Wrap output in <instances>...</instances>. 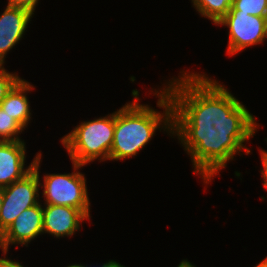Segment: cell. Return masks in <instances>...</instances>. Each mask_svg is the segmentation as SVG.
Listing matches in <instances>:
<instances>
[{
  "label": "cell",
  "instance_id": "obj_1",
  "mask_svg": "<svg viewBox=\"0 0 267 267\" xmlns=\"http://www.w3.org/2000/svg\"><path fill=\"white\" fill-rule=\"evenodd\" d=\"M180 73L164 86L172 103V134L190 155L194 173L209 184L235 154L251 153L243 143L254 136L258 123L218 81L206 74Z\"/></svg>",
  "mask_w": 267,
  "mask_h": 267
},
{
  "label": "cell",
  "instance_id": "obj_2",
  "mask_svg": "<svg viewBox=\"0 0 267 267\" xmlns=\"http://www.w3.org/2000/svg\"><path fill=\"white\" fill-rule=\"evenodd\" d=\"M160 91L155 90L154 94L159 97L157 106L165 109L163 113L152 109L148 104H138L139 92L136 89L132 91L134 101L115 112L110 160H123L137 155L161 125V129L164 128V131L172 134V103L166 90Z\"/></svg>",
  "mask_w": 267,
  "mask_h": 267
},
{
  "label": "cell",
  "instance_id": "obj_3",
  "mask_svg": "<svg viewBox=\"0 0 267 267\" xmlns=\"http://www.w3.org/2000/svg\"><path fill=\"white\" fill-rule=\"evenodd\" d=\"M115 129V112L94 119L83 121L61 139L72 162L87 165L99 159L110 160Z\"/></svg>",
  "mask_w": 267,
  "mask_h": 267
},
{
  "label": "cell",
  "instance_id": "obj_4",
  "mask_svg": "<svg viewBox=\"0 0 267 267\" xmlns=\"http://www.w3.org/2000/svg\"><path fill=\"white\" fill-rule=\"evenodd\" d=\"M74 172L68 174L44 175V204L70 206L90 217V201L84 174L77 171L85 165L72 162Z\"/></svg>",
  "mask_w": 267,
  "mask_h": 267
},
{
  "label": "cell",
  "instance_id": "obj_5",
  "mask_svg": "<svg viewBox=\"0 0 267 267\" xmlns=\"http://www.w3.org/2000/svg\"><path fill=\"white\" fill-rule=\"evenodd\" d=\"M42 154L37 153L33 170L23 179L4 187V199L0 212V236L8 229L25 209L39 204L40 161Z\"/></svg>",
  "mask_w": 267,
  "mask_h": 267
},
{
  "label": "cell",
  "instance_id": "obj_6",
  "mask_svg": "<svg viewBox=\"0 0 267 267\" xmlns=\"http://www.w3.org/2000/svg\"><path fill=\"white\" fill-rule=\"evenodd\" d=\"M216 24L229 28L227 54L232 56L249 46L262 44L266 39L265 17L229 11Z\"/></svg>",
  "mask_w": 267,
  "mask_h": 267
},
{
  "label": "cell",
  "instance_id": "obj_7",
  "mask_svg": "<svg viewBox=\"0 0 267 267\" xmlns=\"http://www.w3.org/2000/svg\"><path fill=\"white\" fill-rule=\"evenodd\" d=\"M43 234V206L39 203L25 209L0 236V248L6 255L11 244L28 246L37 236Z\"/></svg>",
  "mask_w": 267,
  "mask_h": 267
},
{
  "label": "cell",
  "instance_id": "obj_8",
  "mask_svg": "<svg viewBox=\"0 0 267 267\" xmlns=\"http://www.w3.org/2000/svg\"><path fill=\"white\" fill-rule=\"evenodd\" d=\"M34 14L31 10L7 5L0 16V64L4 65L6 54L22 39Z\"/></svg>",
  "mask_w": 267,
  "mask_h": 267
},
{
  "label": "cell",
  "instance_id": "obj_9",
  "mask_svg": "<svg viewBox=\"0 0 267 267\" xmlns=\"http://www.w3.org/2000/svg\"><path fill=\"white\" fill-rule=\"evenodd\" d=\"M43 234L56 238L72 236L80 229V222L89 220L81 210L70 206L44 204Z\"/></svg>",
  "mask_w": 267,
  "mask_h": 267
},
{
  "label": "cell",
  "instance_id": "obj_10",
  "mask_svg": "<svg viewBox=\"0 0 267 267\" xmlns=\"http://www.w3.org/2000/svg\"><path fill=\"white\" fill-rule=\"evenodd\" d=\"M25 147L24 141H0V187H7L23 179L33 170L35 158L24 169Z\"/></svg>",
  "mask_w": 267,
  "mask_h": 267
},
{
  "label": "cell",
  "instance_id": "obj_11",
  "mask_svg": "<svg viewBox=\"0 0 267 267\" xmlns=\"http://www.w3.org/2000/svg\"><path fill=\"white\" fill-rule=\"evenodd\" d=\"M34 87L25 79H21L0 103V107L12 116L24 129L30 119V104L26 92Z\"/></svg>",
  "mask_w": 267,
  "mask_h": 267
},
{
  "label": "cell",
  "instance_id": "obj_12",
  "mask_svg": "<svg viewBox=\"0 0 267 267\" xmlns=\"http://www.w3.org/2000/svg\"><path fill=\"white\" fill-rule=\"evenodd\" d=\"M192 3L201 16L216 24L229 12L233 0H192Z\"/></svg>",
  "mask_w": 267,
  "mask_h": 267
},
{
  "label": "cell",
  "instance_id": "obj_13",
  "mask_svg": "<svg viewBox=\"0 0 267 267\" xmlns=\"http://www.w3.org/2000/svg\"><path fill=\"white\" fill-rule=\"evenodd\" d=\"M24 128L0 107V141H23L19 134Z\"/></svg>",
  "mask_w": 267,
  "mask_h": 267
},
{
  "label": "cell",
  "instance_id": "obj_14",
  "mask_svg": "<svg viewBox=\"0 0 267 267\" xmlns=\"http://www.w3.org/2000/svg\"><path fill=\"white\" fill-rule=\"evenodd\" d=\"M229 11H241V13L265 17L267 15V0H233Z\"/></svg>",
  "mask_w": 267,
  "mask_h": 267
},
{
  "label": "cell",
  "instance_id": "obj_15",
  "mask_svg": "<svg viewBox=\"0 0 267 267\" xmlns=\"http://www.w3.org/2000/svg\"><path fill=\"white\" fill-rule=\"evenodd\" d=\"M21 79L17 74L8 72L3 64H0V103Z\"/></svg>",
  "mask_w": 267,
  "mask_h": 267
},
{
  "label": "cell",
  "instance_id": "obj_16",
  "mask_svg": "<svg viewBox=\"0 0 267 267\" xmlns=\"http://www.w3.org/2000/svg\"><path fill=\"white\" fill-rule=\"evenodd\" d=\"M39 0H8L9 5L24 7L35 12L36 5Z\"/></svg>",
  "mask_w": 267,
  "mask_h": 267
},
{
  "label": "cell",
  "instance_id": "obj_17",
  "mask_svg": "<svg viewBox=\"0 0 267 267\" xmlns=\"http://www.w3.org/2000/svg\"><path fill=\"white\" fill-rule=\"evenodd\" d=\"M260 154H261V161L263 165V170L261 169V175L263 177V186L264 188H267V151L261 150L260 149Z\"/></svg>",
  "mask_w": 267,
  "mask_h": 267
},
{
  "label": "cell",
  "instance_id": "obj_18",
  "mask_svg": "<svg viewBox=\"0 0 267 267\" xmlns=\"http://www.w3.org/2000/svg\"><path fill=\"white\" fill-rule=\"evenodd\" d=\"M0 267H23L21 263L8 259L4 256V258H0Z\"/></svg>",
  "mask_w": 267,
  "mask_h": 267
},
{
  "label": "cell",
  "instance_id": "obj_19",
  "mask_svg": "<svg viewBox=\"0 0 267 267\" xmlns=\"http://www.w3.org/2000/svg\"><path fill=\"white\" fill-rule=\"evenodd\" d=\"M101 267H125L114 260L104 263Z\"/></svg>",
  "mask_w": 267,
  "mask_h": 267
},
{
  "label": "cell",
  "instance_id": "obj_20",
  "mask_svg": "<svg viewBox=\"0 0 267 267\" xmlns=\"http://www.w3.org/2000/svg\"><path fill=\"white\" fill-rule=\"evenodd\" d=\"M177 267H195L188 260H182Z\"/></svg>",
  "mask_w": 267,
  "mask_h": 267
},
{
  "label": "cell",
  "instance_id": "obj_21",
  "mask_svg": "<svg viewBox=\"0 0 267 267\" xmlns=\"http://www.w3.org/2000/svg\"><path fill=\"white\" fill-rule=\"evenodd\" d=\"M3 199H4V188L0 187V212L3 204Z\"/></svg>",
  "mask_w": 267,
  "mask_h": 267
},
{
  "label": "cell",
  "instance_id": "obj_22",
  "mask_svg": "<svg viewBox=\"0 0 267 267\" xmlns=\"http://www.w3.org/2000/svg\"><path fill=\"white\" fill-rule=\"evenodd\" d=\"M255 267H267V257L259 262Z\"/></svg>",
  "mask_w": 267,
  "mask_h": 267
},
{
  "label": "cell",
  "instance_id": "obj_23",
  "mask_svg": "<svg viewBox=\"0 0 267 267\" xmlns=\"http://www.w3.org/2000/svg\"><path fill=\"white\" fill-rule=\"evenodd\" d=\"M67 267H87V266L81 265V264H72V265H69Z\"/></svg>",
  "mask_w": 267,
  "mask_h": 267
},
{
  "label": "cell",
  "instance_id": "obj_24",
  "mask_svg": "<svg viewBox=\"0 0 267 267\" xmlns=\"http://www.w3.org/2000/svg\"><path fill=\"white\" fill-rule=\"evenodd\" d=\"M265 31H266V38H267V15L265 16Z\"/></svg>",
  "mask_w": 267,
  "mask_h": 267
}]
</instances>
